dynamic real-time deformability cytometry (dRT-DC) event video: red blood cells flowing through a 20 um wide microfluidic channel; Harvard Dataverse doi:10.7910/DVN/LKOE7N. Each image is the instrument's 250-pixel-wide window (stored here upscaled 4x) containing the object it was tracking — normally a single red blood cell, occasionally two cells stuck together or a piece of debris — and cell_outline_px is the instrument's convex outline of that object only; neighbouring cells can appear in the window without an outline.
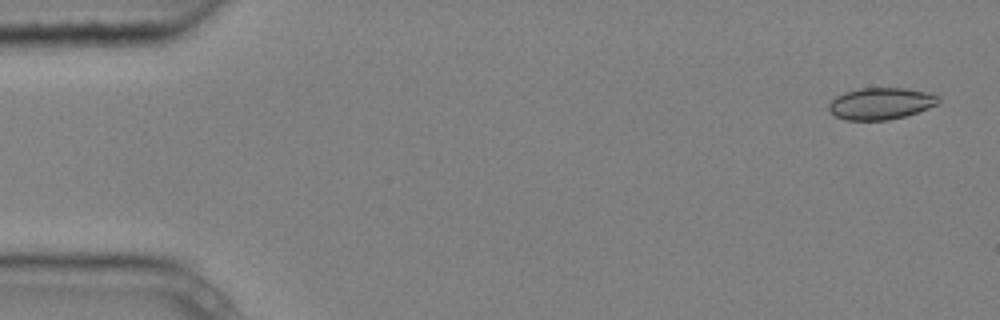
{"species": "common noctule bat (a hibernating species)", "species_latin": "Nyctalus noctula", "temperature_condition": "cold", "stored_images_in_passage": 5, "camera_frame_rate_fps": 3000, "um_per_image_px": 0.085, "animal": {"sex": "male", "body_mass_g": 20.4}, "frame": {"image": 1, "passage_image": 1, "time_ms": 0.0, "image_size_px": [1000, 320], "cell_outline_px": [[940, 100], [936, 104], [928, 108], [904, 116], [888, 120], [844, 120], [836, 116], [828, 108], [828, 104], [836, 96], [844, 92], [860, 88], [908, 88], [940, 96]], "centroid_in_image_um": [74.84, 8.8], "position_along_channel_um": 10.2, "area_um2": 20.17}}